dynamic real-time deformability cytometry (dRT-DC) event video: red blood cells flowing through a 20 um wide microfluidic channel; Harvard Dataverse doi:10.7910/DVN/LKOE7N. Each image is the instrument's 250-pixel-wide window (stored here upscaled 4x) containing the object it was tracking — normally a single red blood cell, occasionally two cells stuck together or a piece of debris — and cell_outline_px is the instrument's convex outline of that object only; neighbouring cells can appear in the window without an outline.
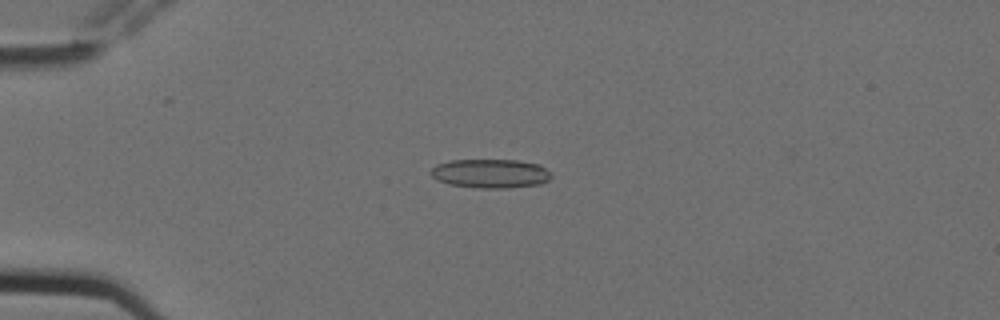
{"species": "Egyptian fruit bat (a non-hibernating species)", "species_latin": "Rousettus aegyptiacus", "temperature_condition": "cold", "stored_images_in_passage": 3, "camera_frame_rate_fps": 3000, "um_per_image_px": 0.085, "animal": {"sex": "female"}, "frame": {"image": 1, "passage_image": 1, "time_ms": 0.0, "image_size_px": [1000, 320], "cell_outline_px": [[552, 176], [548, 180], [540, 184], [508, 188], [476, 188], [448, 184], [436, 180], [428, 172], [436, 164], [452, 160], [520, 160], [540, 164], [552, 172]], "centroid_in_image_um": [41.69, 14.75], "position_along_channel_um": 43.3, "area_um2": 20.69}}
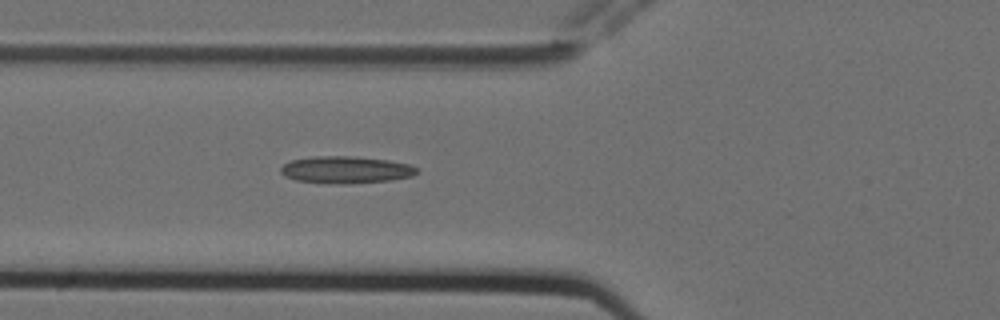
{"frame": {"image": 2, "passage_image": 3, "time_ms": 0.667, "image_size_px": [1000, 320], "cell_outline_px": [[420, 172], [412, 176], [388, 180], [348, 184], [328, 184], [296, 180], [284, 176], [280, 172], [280, 168], [284, 164], [292, 160], [312, 156], [352, 156], [388, 160], [408, 164], [416, 168]], "centroid_in_image_um": [29.36, 14.43], "position_along_channel_um": 96.4, "area_um2": 21.56}}